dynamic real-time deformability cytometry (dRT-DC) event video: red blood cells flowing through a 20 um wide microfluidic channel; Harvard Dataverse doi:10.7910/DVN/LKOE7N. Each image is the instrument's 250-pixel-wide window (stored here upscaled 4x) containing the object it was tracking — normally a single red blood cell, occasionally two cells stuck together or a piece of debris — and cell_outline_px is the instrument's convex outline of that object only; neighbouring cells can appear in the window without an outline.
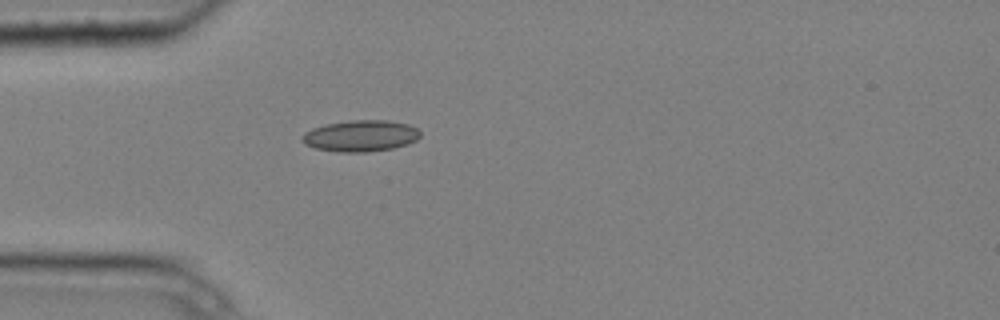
{"species": "common noctule bat (a hibernating species)", "species_latin": "Nyctalus noctula", "temperature_condition": "cold", "stored_images_in_passage": 2, "camera_frame_rate_fps": 3000, "um_per_image_px": 0.085, "animal": {"sex": "male", "body_mass_g": 20.4}, "frame": {"image": 1, "passage_image": 2, "time_ms": 0.333, "image_size_px": [1000, 320], "cell_outline_px": [[420, 136], [416, 140], [408, 144], [392, 148], [364, 152], [340, 152], [316, 148], [304, 144], [300, 140], [300, 136], [304, 132], [312, 128], [324, 124], [348, 120], [388, 120], [408, 124], [416, 128], [420, 132]], "centroid_in_image_um": [30.61, 11.54], "position_along_channel_um": 54.4, "area_um2": 21.73}}